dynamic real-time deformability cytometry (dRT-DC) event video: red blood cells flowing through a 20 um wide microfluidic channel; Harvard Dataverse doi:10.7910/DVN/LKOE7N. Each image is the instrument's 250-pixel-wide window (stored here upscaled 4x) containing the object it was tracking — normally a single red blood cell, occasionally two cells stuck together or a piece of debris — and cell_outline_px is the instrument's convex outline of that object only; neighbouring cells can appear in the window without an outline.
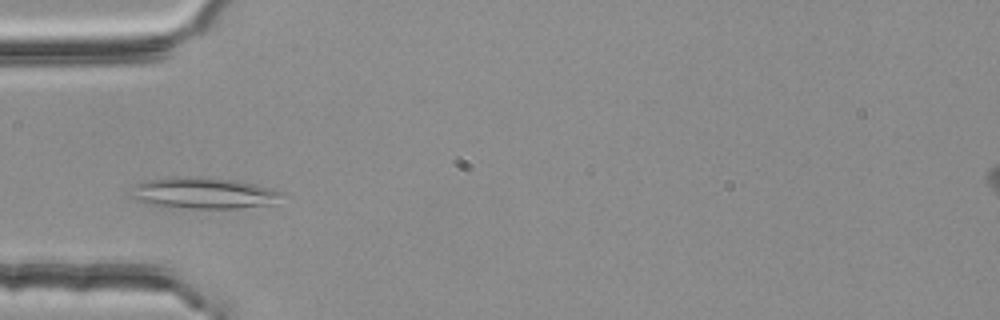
{"species": "common noctule bat (a hibernating species)", "species_latin": "Nyctalus noctula", "temperature_condition": "room temperature", "stored_images_in_passage": 42, "camera_frame_rate_fps": 3000, "um_per_image_px": 0.085, "animal": {"sex": "female", "body_mass_g": 25.1}, "frame": {"image": 1, "passage_image": 12, "time_ms": 3.667, "image_size_px": [1000, 320], "cell_outline_px": [[288, 196], [272, 204], [236, 208], [188, 208], [148, 204], [136, 200], [128, 196], [136, 184], [144, 180], [164, 176], [204, 176], [240, 180], [272, 188], [284, 192]], "centroid_in_image_um": [17.33, 16.38], "position_along_channel_um": 67.7, "area_um2": 28.32}}
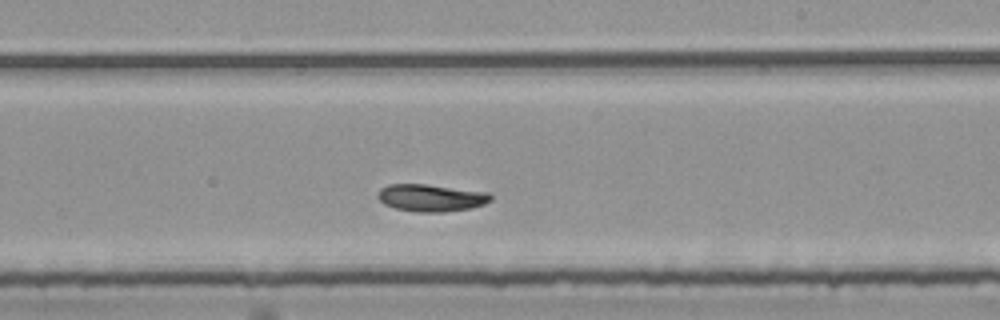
{"frame": {"image": 2, "passage_image": 27, "time_ms": 8.667, "image_size_px": [1000, 320], "cell_outline_px": [[492, 200], [484, 204], [472, 208], [444, 212], [416, 212], [396, 208], [384, 204], [376, 196], [376, 192], [380, 188], [388, 184], [424, 184], [488, 192], [492, 196]], "centroid_in_image_um": [36.62, 16.81], "position_along_channel_um": 252.4, "area_um2": 18.03}}
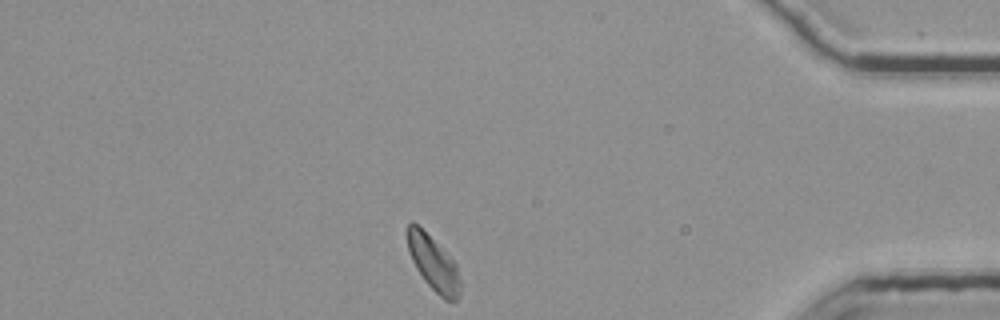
{"frame": {"image": 3, "passage_image": 42, "time_ms": 13.667, "image_size_px": [1000, 320], "cell_outline_px": [[460, 296], [452, 304], [444, 300], [424, 280], [416, 268], [412, 260], [408, 248], [404, 232], [408, 224], [412, 220], [456, 264], [460, 280]], "centroid_in_image_um": [36.81, 22.42], "position_along_channel_um": 398.4, "area_um2": 16.65}, "authors_computed_cell_mechanics": {"area_um2": 18.0047, "velocity_mm_per_s": 3.713, "shape_relaxation_time_tau1_ms": 7.5977, "shape_relaxation_time_tau2_ms": null, "deformation_change_tau1": 0.1782, "deformation_change_tau2": null}}